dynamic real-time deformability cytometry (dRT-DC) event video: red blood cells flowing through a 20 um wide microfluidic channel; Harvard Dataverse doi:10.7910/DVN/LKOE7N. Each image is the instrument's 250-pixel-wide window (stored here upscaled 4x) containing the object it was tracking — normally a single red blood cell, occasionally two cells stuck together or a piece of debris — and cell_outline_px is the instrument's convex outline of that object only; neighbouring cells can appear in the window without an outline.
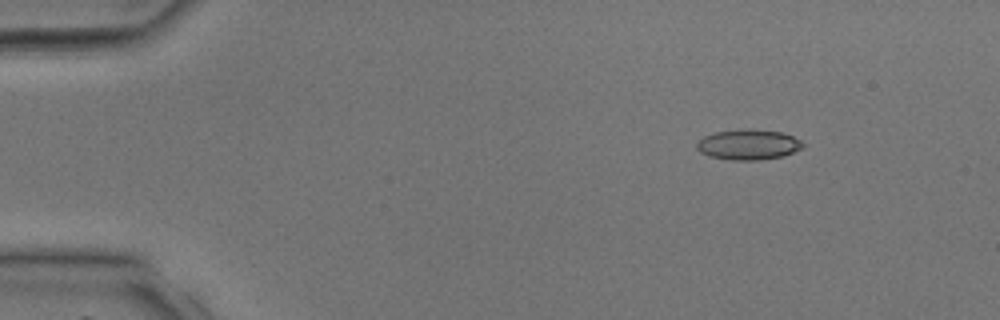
{"species": "common noctule bat (a hibernating species)", "species_latin": "Nyctalus noctula", "temperature_condition": "room temperature", "stored_images_in_passage": 35, "camera_frame_rate_fps": 3000, "um_per_image_px": 0.085, "animal": {"sex": "male", "body_mass_g": 17.9, "forearm_length_mm": 54.2}, "frame": {"image": 1, "passage_image": 1, "time_ms": 0.0, "image_size_px": [1000, 320], "cell_outline_px": [[804, 144], [800, 148], [784, 156], [760, 160], [732, 160], [708, 156], [700, 152], [696, 148], [696, 144], [704, 136], [716, 132], [780, 132], [792, 136], [800, 140]], "centroid_in_image_um": [63.59, 12.35], "position_along_channel_um": 21.4, "area_um2": 17.74}}
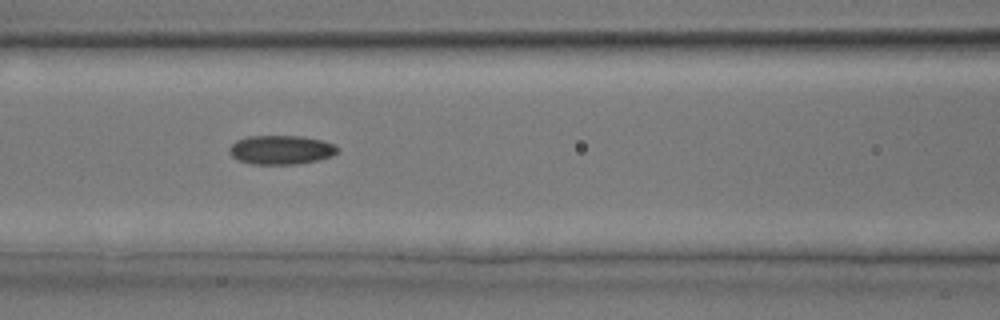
{"frame": {"image": 2, "passage_image": 13, "time_ms": 4.0, "image_size_px": [1000, 320], "cell_outline_px": [[340, 148], [332, 156], [320, 160], [296, 164], [252, 164], [236, 160], [228, 152], [228, 148], [236, 140], [248, 136], [300, 136], [320, 140], [332, 144]], "centroid_in_image_um": [23.85, 12.74], "position_along_channel_um": 142.8, "area_um2": 18.38}}
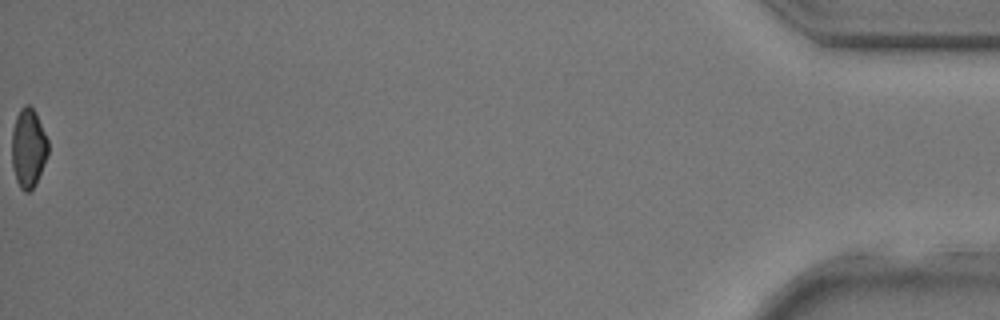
{"frame": {"image": 3, "passage_image": 35, "time_ms": 11.333, "image_size_px": [1000, 320], "cell_outline_px": [[48, 156], [36, 184], [28, 192], [24, 192], [20, 188], [16, 180], [12, 168], [12, 128], [16, 116], [20, 108], [24, 104], [28, 104], [36, 112], [48, 140]], "centroid_in_image_um": [2.41, 12.58], "position_along_channel_um": 432.8, "area_um2": 16.99}}